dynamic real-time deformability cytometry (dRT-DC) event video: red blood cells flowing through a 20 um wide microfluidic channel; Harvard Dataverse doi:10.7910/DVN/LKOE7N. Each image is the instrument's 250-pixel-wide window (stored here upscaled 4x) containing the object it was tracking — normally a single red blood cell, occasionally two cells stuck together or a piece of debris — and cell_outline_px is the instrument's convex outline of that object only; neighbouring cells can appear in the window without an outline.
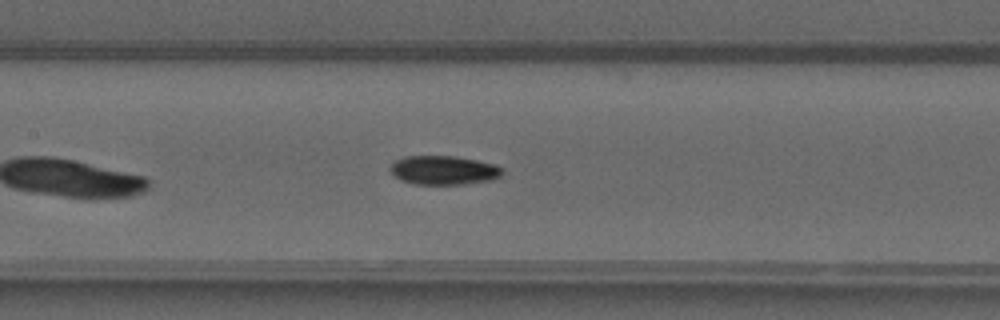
{"species": "common noctule bat (a hibernating species)", "species_latin": "Nyctalus noctula", "temperature_condition": "warm", "stored_images_in_passage": 15, "camera_frame_rate_fps": 3000, "um_per_image_px": 0.085, "animal": {"sex": "male", "forearm_length_mm": 52.5}, "frame": {"image": 1, "passage_image": 11, "time_ms": 3.333, "image_size_px": [1000, 320], "cell_outline_px": [[504, 176], [492, 180], [464, 184], [416, 184], [400, 180], [392, 172], [392, 164], [396, 160], [404, 156], [456, 156], [496, 164], [504, 168]], "centroid_in_image_um": [37.81, 14.47], "position_along_channel_um": 169.6, "area_um2": 19.02}}